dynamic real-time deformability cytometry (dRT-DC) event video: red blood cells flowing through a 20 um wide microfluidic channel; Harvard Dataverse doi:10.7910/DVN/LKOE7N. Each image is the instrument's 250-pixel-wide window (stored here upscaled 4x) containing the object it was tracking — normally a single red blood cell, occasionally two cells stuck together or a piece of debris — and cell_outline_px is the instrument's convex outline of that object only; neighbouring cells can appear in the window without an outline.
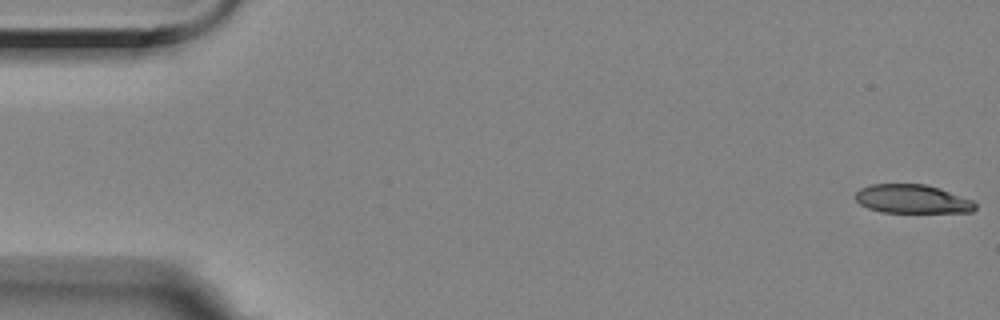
{"species": "Egyptian fruit bat (a non-hibernating species)", "species_latin": "Rousettus aegyptiacus", "temperature_condition": "room temperature", "stored_images_in_passage": 56, "camera_frame_rate_fps": 3000, "um_per_image_px": 0.085, "animal": {"sex": "female"}, "frame": {"image": 1, "passage_image": 1, "time_ms": 0.0, "image_size_px": [1000, 320], "cell_outline_px": [[976, 208], [972, 212], [880, 212], [868, 208], [860, 204], [856, 200], [856, 192], [860, 188], [872, 184], [924, 184], [940, 188], [972, 200], [976, 204]], "centroid_in_image_um": [77.54, 16.91], "position_along_channel_um": 7.5, "area_um2": 20.0}}
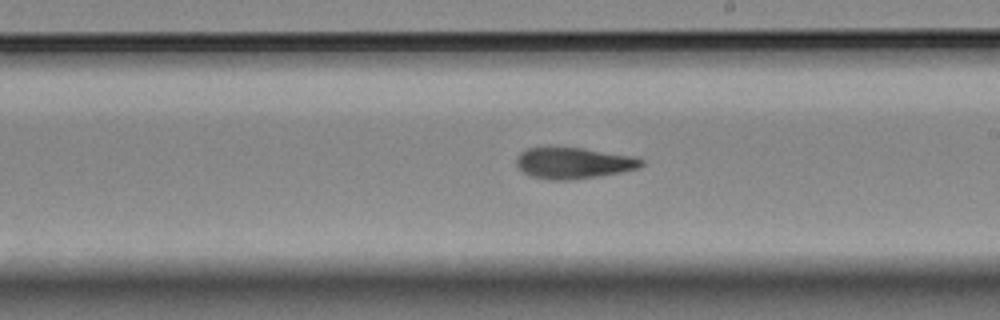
{"frame": {"image": 2, "passage_image": 32, "time_ms": 10.333, "image_size_px": [1000, 320], "cell_outline_px": [[644, 164], [640, 168], [600, 176], [572, 180], [548, 180], [532, 176], [524, 172], [516, 164], [516, 156], [524, 148], [584, 148], [632, 156], [644, 160]], "centroid_in_image_um": [48.75, 13.86], "position_along_channel_um": 240.2, "area_um2": 22.72}}
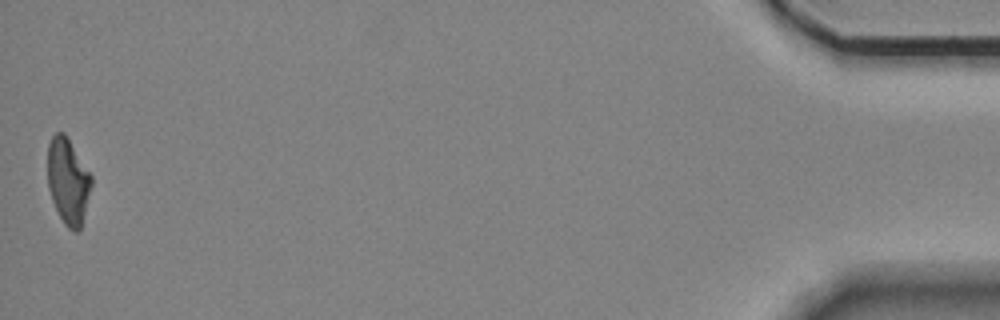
{"frame": {"image": 3, "passage_image": 56, "time_ms": 18.333, "image_size_px": [1000, 320], "cell_outline_px": [[92, 184], [80, 228], [76, 232], [68, 228], [64, 224], [52, 200], [48, 188], [48, 144], [52, 136], [56, 132], [64, 132], [92, 176]], "centroid_in_image_um": [5.77, 15.38], "position_along_channel_um": 429.4, "area_um2": 21.62}, "authors_computed_cell_mechanics": {"area_um2": 22.542, "velocity_mm_per_s": 3.5313, "shape_relaxation_time_tau1_ms": 10.6471, "shape_relaxation_time_tau2_ms": 4.6394, "deformation_change_tau1": 0.2633, "deformation_change_tau2": 0.1366}}